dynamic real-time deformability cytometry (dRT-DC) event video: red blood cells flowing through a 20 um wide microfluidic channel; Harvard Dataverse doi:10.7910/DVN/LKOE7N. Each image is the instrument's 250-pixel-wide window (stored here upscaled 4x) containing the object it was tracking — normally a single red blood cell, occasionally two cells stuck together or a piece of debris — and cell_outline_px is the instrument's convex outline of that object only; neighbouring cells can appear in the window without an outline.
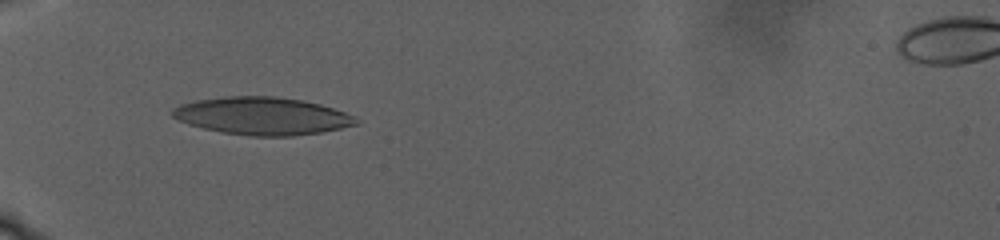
{"species": "human", "species_latin": "Homo sapiens", "temperature_condition": "warm", "stored_images_in_passage": 22, "camera_frame_rate_fps": 3000, "um_per_image_px": 0.085, "donor": {"sex": "male"}, "frame": {"image": 1, "passage_image": 1, "time_ms": 0.0, "image_size_px": [1000, 240], "cell_outline_px": [[360, 120], [356, 124], [340, 128], [320, 132], [292, 136], [252, 136], [220, 132], [188, 124], [176, 120], [172, 116], [172, 108], [180, 104], [196, 100], [224, 96], [276, 96], [300, 100], [320, 104], [344, 112]], "centroid_in_image_um": [22.23, 9.85], "position_along_channel_um": 62.8, "area_um2": 40.17}}
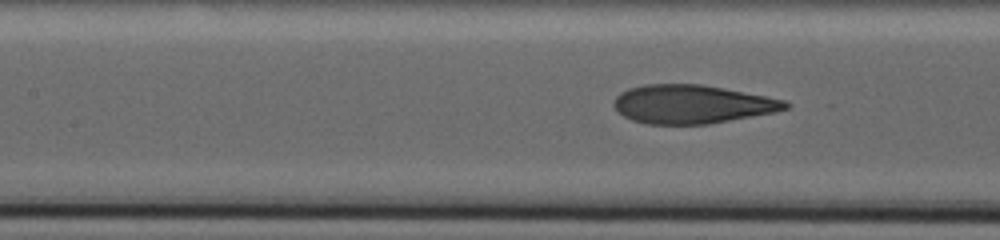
{"frame": {"image": 2, "passage_image": 16, "time_ms": 4.333, "image_size_px": [1000, 240], "cell_outline_px": [[792, 104], [788, 108], [776, 112], [708, 124], [648, 124], [632, 120], [616, 112], [612, 104], [616, 96], [620, 92], [628, 88], [644, 84], [700, 84], [724, 88], [768, 96], [784, 100]], "centroid_in_image_um": [58.81, 8.85], "position_along_channel_um": 148.6, "area_um2": 38.84}}
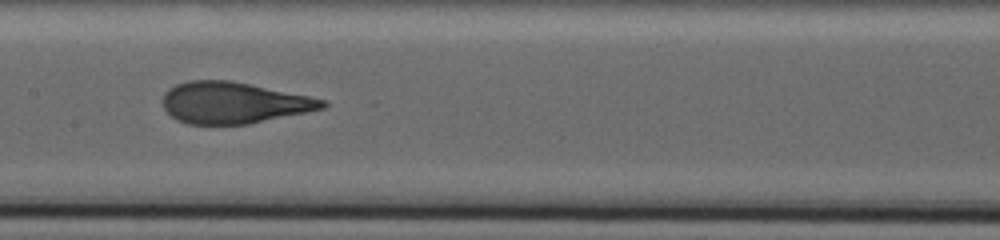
{"frame": {"image": 3, "passage_image": 21, "time_ms": 6.0, "image_size_px": [1000, 240], "cell_outline_px": [[328, 104], [324, 108], [308, 112], [248, 124], [188, 124], [176, 120], [164, 108], [164, 92], [168, 88], [176, 84], [188, 80], [228, 80], [308, 96], [324, 100]], "centroid_in_image_um": [19.83, 8.74], "position_along_channel_um": 187.6, "area_um2": 38.21}}